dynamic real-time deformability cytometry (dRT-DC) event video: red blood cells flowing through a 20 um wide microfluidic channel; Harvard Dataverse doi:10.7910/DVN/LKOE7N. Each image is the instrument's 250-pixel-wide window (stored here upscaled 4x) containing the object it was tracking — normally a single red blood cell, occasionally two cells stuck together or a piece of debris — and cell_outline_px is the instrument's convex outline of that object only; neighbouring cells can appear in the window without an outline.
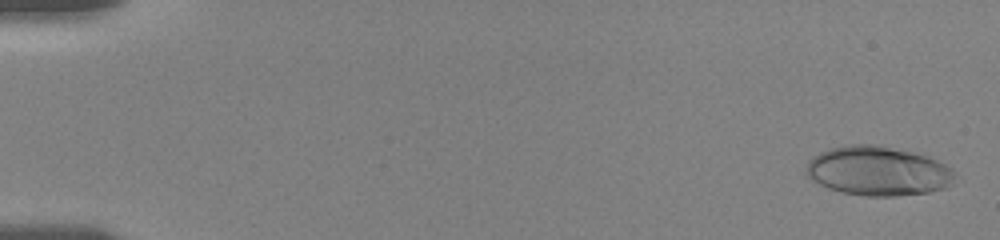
{"species": "human", "species_latin": "Homo sapiens", "temperature_condition": "room temperature", "stored_images_in_passage": 56, "camera_frame_rate_fps": 3000, "um_per_image_px": 0.085, "donor": {"sex": "female"}, "frame": {"image": 1, "passage_image": 2, "time_ms": 0.333, "image_size_px": [1000, 240], "cell_outline_px": [[956, 172], [952, 184], [948, 188], [928, 192], [896, 196], [864, 196], [840, 192], [828, 188], [812, 180], [804, 172], [808, 160], [812, 156], [820, 152], [832, 148], [852, 144], [872, 144], [912, 152], [928, 156], [952, 168]], "centroid_in_image_um": [74.63, 14.55], "position_along_channel_um": 10.4, "area_um2": 42.95}}
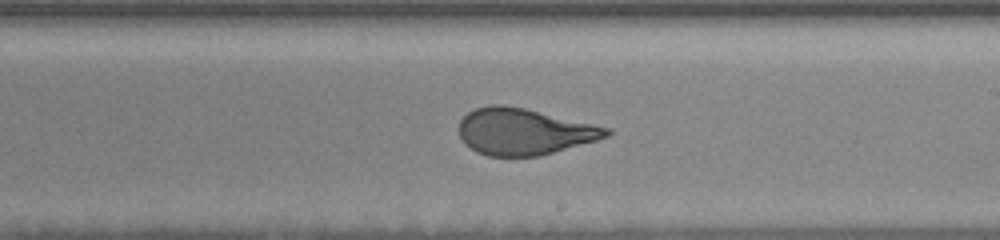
{"frame": {"image": 2, "passage_image": 34, "time_ms": 11.0, "image_size_px": [1000, 240], "cell_outline_px": [[612, 132], [608, 136], [596, 140], [540, 156], [488, 156], [476, 152], [464, 144], [460, 136], [460, 120], [468, 112], [476, 108], [492, 104], [500, 104], [524, 108], [612, 128]], "centroid_in_image_um": [44.54, 11.19], "position_along_channel_um": 244.5, "area_um2": 39.82}}
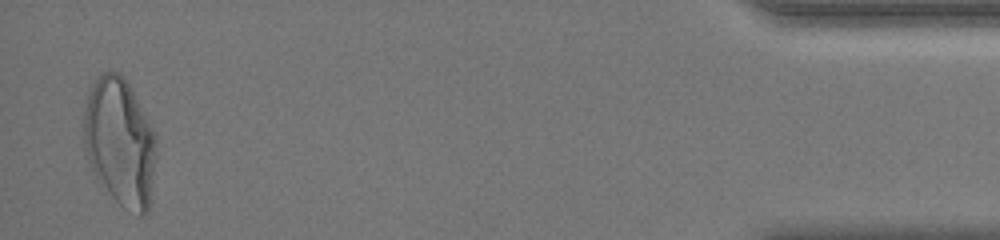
{"frame": {"image": 3, "passage_image": 55, "time_ms": 18.0, "image_size_px": [1000, 240], "cell_outline_px": [[156, 152], [148, 212], [144, 216], [140, 216], [124, 208], [112, 196], [92, 172], [88, 160], [84, 144], [84, 112], [88, 96], [96, 80], [104, 72], [120, 72], [124, 76], [156, 136]], "centroid_in_image_um": [10.19, 12.11], "position_along_channel_um": 425.0, "area_um2": 53.29}, "authors_computed_cell_mechanics": {"area_um2": 41.327, "velocity_mm_per_s": 3.6306, "shape_relaxation_time_tau1_ms": 6.5763, "shape_relaxation_time_tau2_ms": null, "deformation_change_tau1": 0.2378, "deformation_change_tau2": null}}